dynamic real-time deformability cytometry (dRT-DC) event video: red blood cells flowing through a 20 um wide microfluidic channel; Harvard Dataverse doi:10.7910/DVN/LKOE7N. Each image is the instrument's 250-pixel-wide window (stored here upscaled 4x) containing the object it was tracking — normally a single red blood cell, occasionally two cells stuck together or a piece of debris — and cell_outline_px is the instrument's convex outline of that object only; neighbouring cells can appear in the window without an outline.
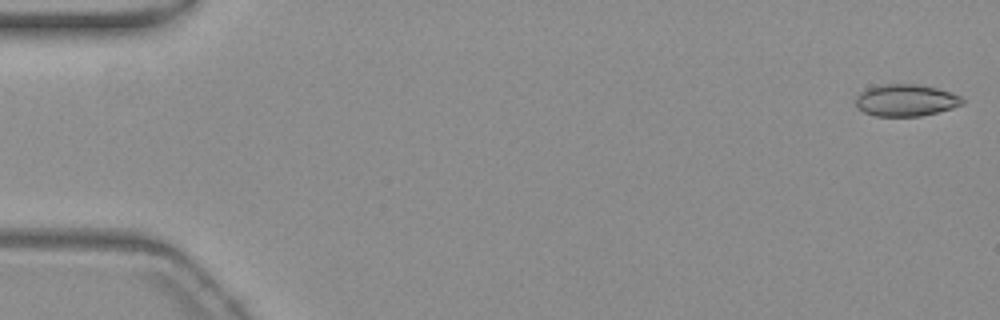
{"species": "common noctule bat (a hibernating species)", "species_latin": "Nyctalus noctula", "temperature_condition": "warm", "stored_images_in_passage": 15, "camera_frame_rate_fps": 3000, "um_per_image_px": 0.085, "animal": {"sex": "female", "body_mass_g": 19.3, "forearm_length_mm": 54.1}, "frame": {"image": 1, "passage_image": 1, "time_ms": 0.0, "image_size_px": [1000, 320], "cell_outline_px": [[964, 104], [952, 108], [920, 116], [876, 116], [864, 112], [856, 104], [856, 96], [860, 92], [868, 88], [884, 84], [920, 84], [936, 88], [960, 96], [964, 100]], "centroid_in_image_um": [77.0, 8.52], "position_along_channel_um": 8.0, "area_um2": 19.65}}
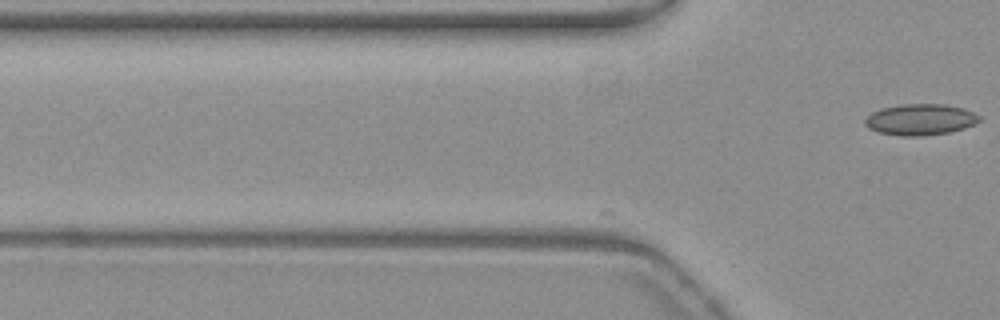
{"frame": {"image": 2, "passage_image": 15, "time_ms": 4.667, "image_size_px": [1000, 320], "cell_outline_px": [[980, 120], [976, 124], [964, 128], [948, 132], [920, 136], [900, 136], [880, 132], [868, 128], [864, 124], [864, 120], [872, 112], [880, 108], [900, 104], [944, 104], [964, 108], [980, 116]], "centroid_in_image_um": [78.22, 10.15], "position_along_channel_um": 47.6, "area_um2": 20.81}}